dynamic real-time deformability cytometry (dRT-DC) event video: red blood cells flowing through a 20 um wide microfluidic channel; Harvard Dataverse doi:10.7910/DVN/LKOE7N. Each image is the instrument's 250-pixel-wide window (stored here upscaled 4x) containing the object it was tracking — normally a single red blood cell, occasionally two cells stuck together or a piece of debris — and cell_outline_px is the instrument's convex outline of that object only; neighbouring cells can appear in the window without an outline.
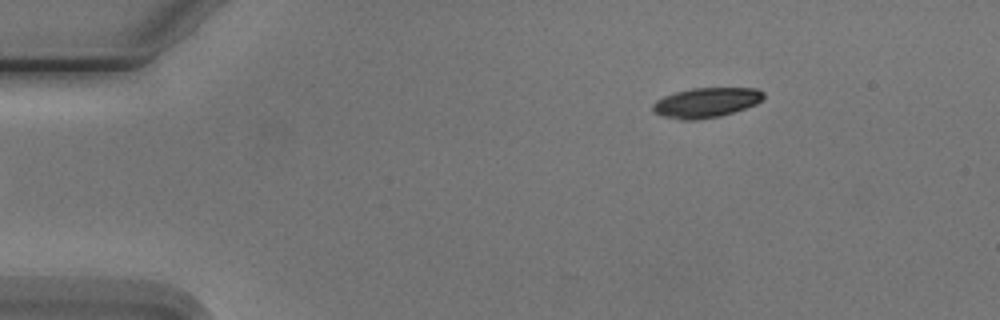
{"species": "Egyptian fruit bat (a non-hibernating species)", "species_latin": "Rousettus aegyptiacus", "temperature_condition": "cold", "stored_images_in_passage": 3, "camera_frame_rate_fps": 3000, "um_per_image_px": 0.085, "animal": {"sex": "male"}, "frame": {"image": 1, "passage_image": 3, "time_ms": 2.667, "image_size_px": [1000, 320], "cell_outline_px": [[764, 100], [756, 104], [720, 116], [696, 120], [680, 120], [664, 116], [652, 112], [652, 104], [656, 100], [664, 96], [676, 92], [692, 88], [756, 88], [764, 92]], "centroid_in_image_um": [60.01, 8.72], "position_along_channel_um": 25.0, "area_um2": 19.31}}